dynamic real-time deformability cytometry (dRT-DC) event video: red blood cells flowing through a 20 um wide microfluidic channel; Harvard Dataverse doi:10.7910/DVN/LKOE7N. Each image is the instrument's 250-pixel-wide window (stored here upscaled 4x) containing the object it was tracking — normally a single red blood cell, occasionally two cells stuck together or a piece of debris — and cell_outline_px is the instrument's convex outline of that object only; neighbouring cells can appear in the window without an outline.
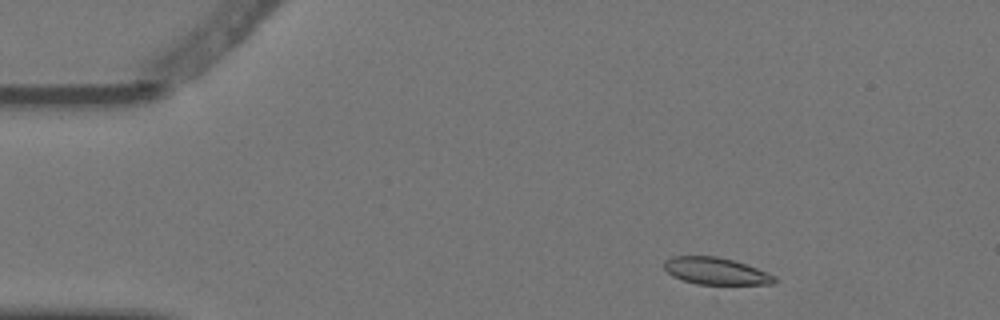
{"species": "Egyptian fruit bat (a non-hibernating species)", "species_latin": "Rousettus aegyptiacus", "temperature_condition": "warm", "stored_images_in_passage": 3, "camera_frame_rate_fps": 3000, "um_per_image_px": 0.085, "animal": {"sex": "female"}, "frame": {"image": 1, "passage_image": 1, "time_ms": 0.0, "image_size_px": [1000, 320], "cell_outline_px": [[776, 280], [772, 284], [696, 284], [672, 276], [664, 268], [664, 260], [672, 256], [716, 256], [732, 260], [756, 268], [776, 276]], "centroid_in_image_um": [60.81, 23.04], "position_along_channel_um": 24.2, "area_um2": 17.17}}
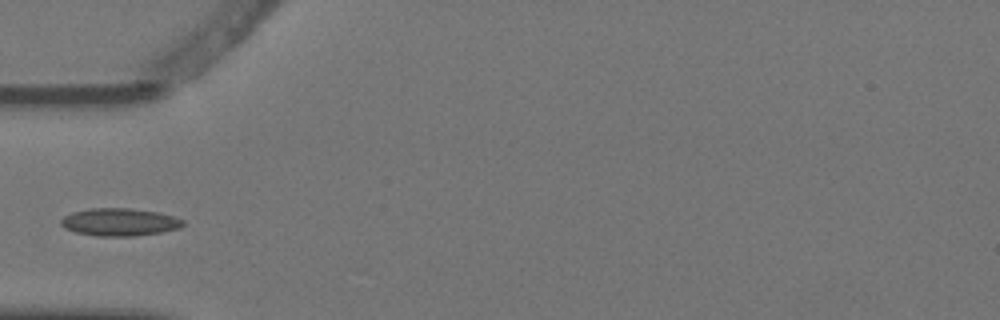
{"frame": {"image": 2, "passage_image": 3, "time_ms": 0.667, "image_size_px": [1000, 320], "cell_outline_px": [[184, 224], [180, 228], [160, 232], [136, 236], [96, 236], [76, 232], [64, 228], [60, 224], [60, 220], [64, 216], [72, 212], [88, 208], [128, 208], [160, 212], [184, 220]], "centroid_in_image_um": [10.14, 18.87], "position_along_channel_um": 74.9, "area_um2": 19.77}}